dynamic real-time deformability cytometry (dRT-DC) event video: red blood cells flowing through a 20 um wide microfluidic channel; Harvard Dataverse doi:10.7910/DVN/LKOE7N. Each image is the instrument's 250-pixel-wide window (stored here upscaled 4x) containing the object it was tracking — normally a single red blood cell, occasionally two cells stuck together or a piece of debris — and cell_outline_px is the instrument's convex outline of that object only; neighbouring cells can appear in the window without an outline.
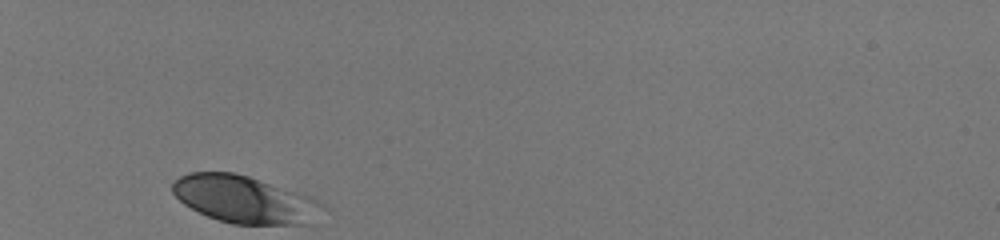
{"species": "human", "species_latin": "Homo sapiens", "temperature_condition": "room temperature", "stored_images_in_passage": 29, "camera_frame_rate_fps": 3000, "um_per_image_px": 0.085, "donor": {"sex": "male"}, "frame": {"image": 1, "passage_image": 1, "time_ms": 0.0, "image_size_px": [1000, 240], "cell_outline_px": [[328, 208], [316, 224], [232, 224], [208, 216], [184, 204], [172, 192], [172, 184], [180, 176], [188, 172], [236, 172], [312, 196], [320, 200]], "centroid_in_image_um": [20.92, 16.96], "position_along_channel_um": 64.1, "area_um2": 42.02}}
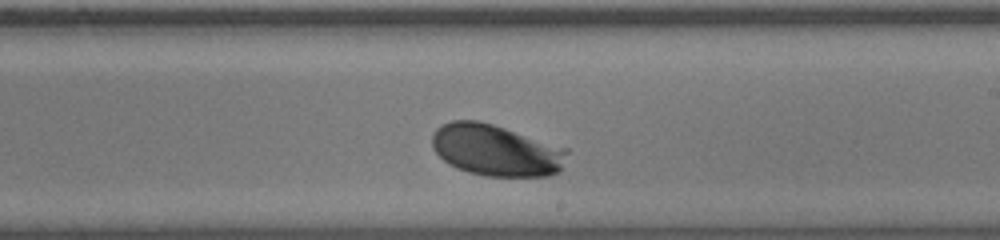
{"frame": {"image": 2, "passage_image": 17, "time_ms": 5.333, "image_size_px": [1000, 240], "cell_outline_px": [[568, 152], [560, 172], [548, 176], [484, 176], [468, 172], [456, 168], [448, 164], [432, 148], [432, 132], [440, 124], [452, 120], [480, 120], [568, 148]], "centroid_in_image_um": [42.14, 12.76], "position_along_channel_um": 246.9, "area_um2": 40.86}}
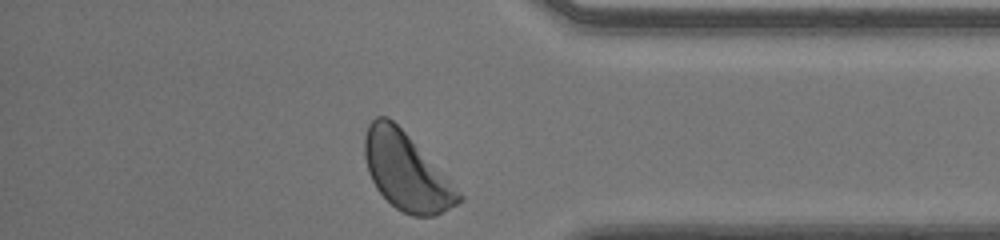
{"frame": {"image": 3, "passage_image": 29, "time_ms": 9.333, "image_size_px": [1000, 240], "cell_outline_px": [[464, 200], [432, 216], [412, 216], [396, 208], [376, 188], [368, 172], [364, 156], [364, 136], [368, 124], [376, 116], [388, 116], [408, 136], [464, 196]], "centroid_in_image_um": [34.49, 14.57], "position_along_channel_um": 400.7, "area_um2": 41.44}, "authors_computed_cell_mechanics": {"area_um2": 40.4022, "velocity_mm_per_s": 3.9805, "shape_relaxation_time_tau1_ms": 1.228, "shape_relaxation_time_tau2_ms": null, "deformation_change_tau1": 0.1152, "deformation_change_tau2": null}}